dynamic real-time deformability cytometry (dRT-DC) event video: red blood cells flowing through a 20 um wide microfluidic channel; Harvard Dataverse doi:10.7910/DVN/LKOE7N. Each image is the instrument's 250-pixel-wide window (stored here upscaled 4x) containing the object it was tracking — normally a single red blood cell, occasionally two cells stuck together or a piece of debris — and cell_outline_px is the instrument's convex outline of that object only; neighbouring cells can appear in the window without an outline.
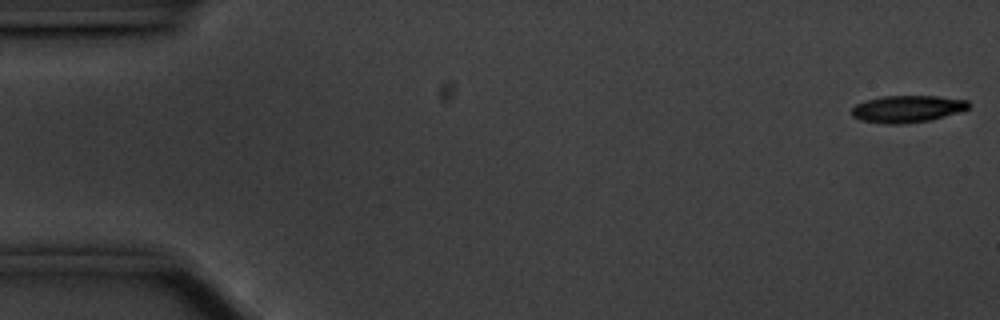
{"species": "common noctule bat (a hibernating species)", "species_latin": "Nyctalus noctula", "temperature_condition": "cold", "stored_images_in_passage": 56, "camera_frame_rate_fps": 3000, "um_per_image_px": 0.085, "animal": {"sex": "male", "body_mass_g": 20.1, "forearm_length_mm": 53.5}, "frame": {"image": 1, "passage_image": 1, "time_ms": 0.0, "image_size_px": [1000, 320], "cell_outline_px": [[968, 108], [960, 112], [932, 120], [904, 124], [884, 124], [860, 120], [852, 116], [852, 108], [856, 104], [880, 96], [936, 96], [968, 100]], "centroid_in_image_um": [77.11, 9.27], "position_along_channel_um": 7.9, "area_um2": 18.5}}
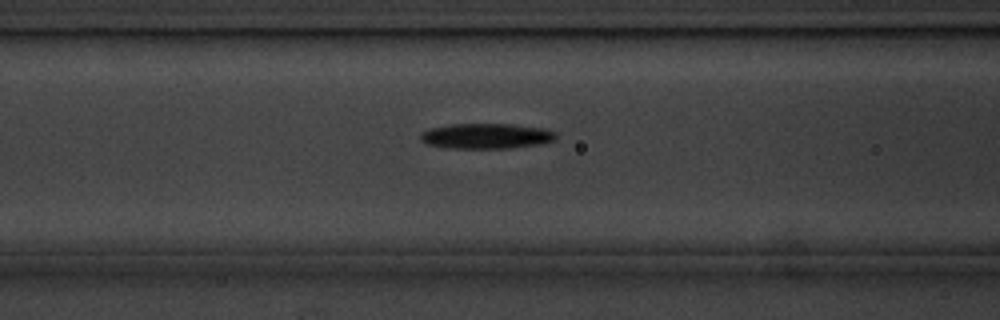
{"frame": {"image": 2, "passage_image": 22, "time_ms": 7.0, "image_size_px": [1000, 320], "cell_outline_px": [[556, 140], [540, 144], [512, 148], [448, 148], [424, 144], [420, 140], [420, 132], [428, 128], [452, 124], [512, 124], [544, 128], [556, 132]], "centroid_in_image_um": [41.3, 11.56], "position_along_channel_um": 125.3, "area_um2": 20.29}}
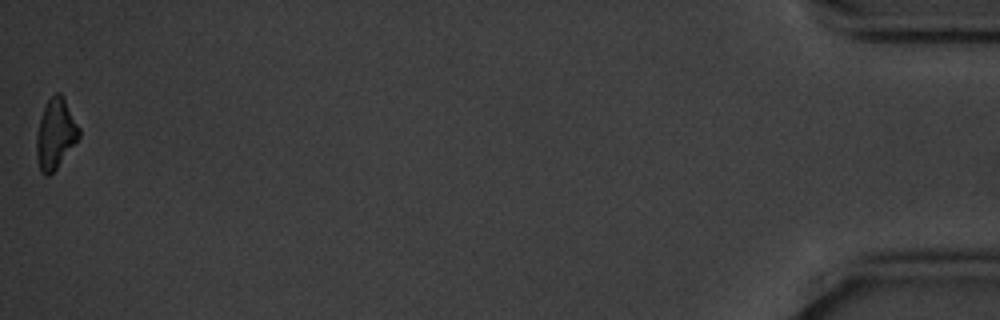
{"frame": {"image": 3, "passage_image": 56, "time_ms": 18.333, "image_size_px": [1000, 320], "cell_outline_px": [[80, 136], [56, 168], [48, 176], [44, 176], [40, 172], [36, 156], [36, 136], [40, 120], [44, 108], [48, 100], [56, 92], [60, 92], [64, 96], [80, 128]], "centroid_in_image_um": [4.71, 11.37], "position_along_channel_um": 430.5, "area_um2": 17.28}, "authors_computed_cell_mechanics": {"area_um2": 18.7561, "velocity_mm_per_s": 3.5451, "shape_relaxation_time_tau1_ms": 3.3276, "shape_relaxation_time_tau2_ms": null, "deformation_change_tau1": 0.1202, "deformation_change_tau2": null}}